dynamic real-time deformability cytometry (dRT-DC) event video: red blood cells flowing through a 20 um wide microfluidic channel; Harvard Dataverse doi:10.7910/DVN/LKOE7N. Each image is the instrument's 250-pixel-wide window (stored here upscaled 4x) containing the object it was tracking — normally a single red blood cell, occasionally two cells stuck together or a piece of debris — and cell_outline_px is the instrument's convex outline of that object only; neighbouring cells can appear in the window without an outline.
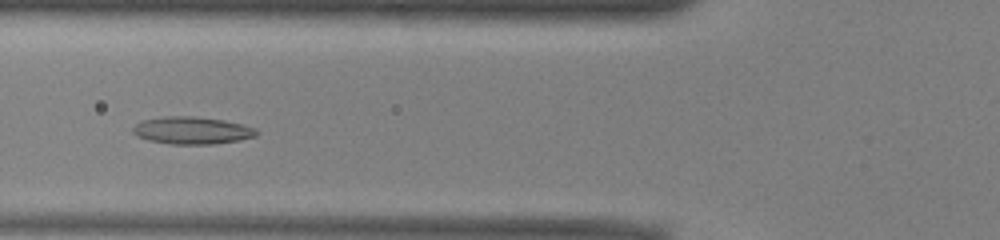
{"species": "common noctule bat (a hibernating species)", "species_latin": "Nyctalus noctula", "temperature_condition": "warm", "stored_images_in_passage": 46, "camera_frame_rate_fps": 3000, "um_per_image_px": 0.085, "animal": {"sex": "male", "body_mass_g": 13.0, "forearm_length_mm": 53.1}, "frame": {"image": 1, "passage_image": 14, "time_ms": 4.333, "image_size_px": [1000, 240], "cell_outline_px": [[260, 132], [256, 136], [240, 140], [212, 144], [172, 144], [148, 140], [136, 136], [132, 132], [132, 128], [140, 120], [164, 116], [192, 116], [224, 120], [244, 124], [256, 128]], "centroid_in_image_um": [16.33, 11.08], "position_along_channel_um": 109.5, "area_um2": 19.94}}
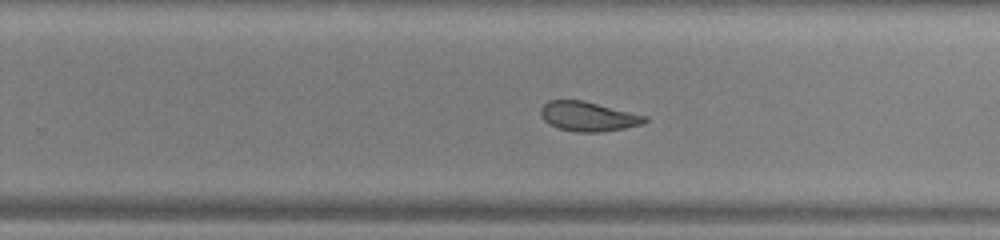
{"frame": {"image": 2, "passage_image": 27, "time_ms": 8.667, "image_size_px": [1000, 240], "cell_outline_px": [[648, 120], [644, 124], [624, 128], [600, 132], [576, 132], [560, 128], [548, 124], [540, 116], [540, 108], [548, 100], [584, 100], [648, 116]], "centroid_in_image_um": [50.0, 9.89], "position_along_channel_um": 279.8, "area_um2": 18.09}}
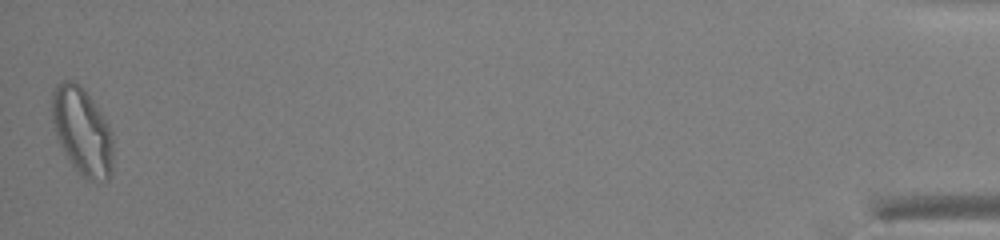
{"frame": {"image": 3, "passage_image": 46, "time_ms": 15.0, "image_size_px": [1000, 240], "cell_outline_px": [[112, 172], [108, 180], [84, 180], [80, 176], [68, 160], [56, 136], [52, 120], [52, 92], [56, 84], [64, 80], [72, 80], [80, 84], [84, 88], [104, 116], [112, 132]], "centroid_in_image_um": [6.98, 11.15], "position_along_channel_um": 428.2, "area_um2": 31.5}, "authors_computed_cell_mechanics": {"area_um2": 20.6924, "velocity_mm_per_s": 3.9428, "shape_relaxation_time_tau1_ms": null, "shape_relaxation_time_tau2_ms": 3.5792, "deformation_change_tau1": null, "deformation_change_tau2": 0.118}}